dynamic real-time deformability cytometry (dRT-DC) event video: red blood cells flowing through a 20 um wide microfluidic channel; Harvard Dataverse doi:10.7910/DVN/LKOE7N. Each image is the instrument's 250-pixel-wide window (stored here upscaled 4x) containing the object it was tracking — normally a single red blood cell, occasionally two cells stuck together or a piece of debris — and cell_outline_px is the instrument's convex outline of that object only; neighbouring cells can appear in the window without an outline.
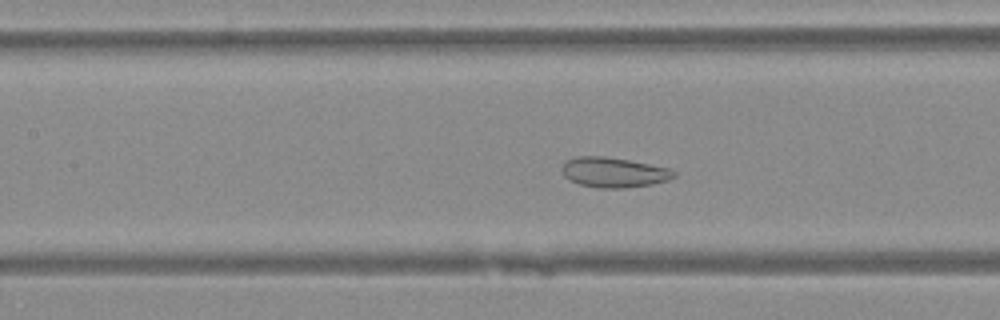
{"species": "Egyptian fruit bat (a non-hibernating species)", "species_latin": "Rousettus aegyptiacus", "temperature_condition": "warm", "stored_images_in_passage": 44, "camera_frame_rate_fps": 3000, "um_per_image_px": 0.085, "animal": {"sex": "female"}, "frame": {"image": 1, "passage_image": 17, "time_ms": 5.333, "image_size_px": [1000, 320], "cell_outline_px": [[676, 176], [668, 180], [652, 184], [624, 188], [600, 188], [580, 184], [568, 180], [564, 176], [564, 160], [576, 156], [604, 156], [628, 160], [668, 168], [676, 172]], "centroid_in_image_um": [52.16, 14.65], "position_along_channel_um": 155.2, "area_um2": 19.48}}
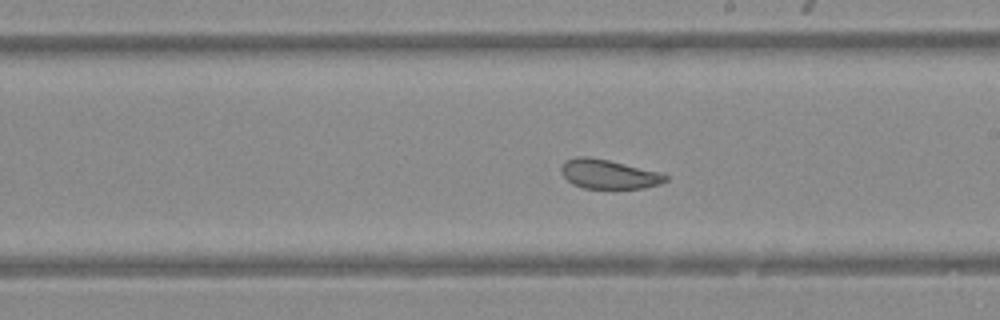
{"frame": {"image": 2, "passage_image": 23, "time_ms": 7.333, "image_size_px": [1000, 320], "cell_outline_px": [[668, 180], [660, 184], [644, 188], [584, 188], [572, 184], [560, 172], [560, 168], [564, 160], [576, 156], [588, 156], [608, 160], [656, 172], [668, 176]], "centroid_in_image_um": [51.67, 14.8], "position_along_channel_um": 237.3, "area_um2": 17.63}}
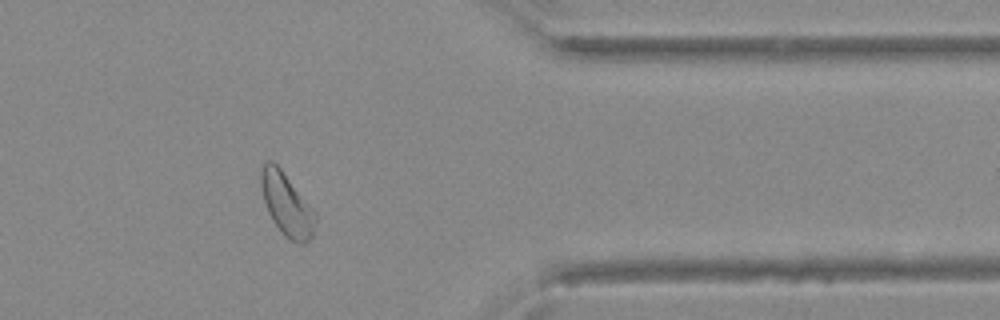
{"frame": {"image": 3, "passage_image": 35, "time_ms": 11.333, "image_size_px": [1000, 320], "cell_outline_px": [[316, 220], [312, 236], [304, 244], [300, 244], [284, 236], [280, 232], [272, 220], [268, 212], [264, 200], [260, 184], [260, 168], [268, 160], [272, 160], [280, 168], [316, 212]], "centroid_in_image_um": [24.36, 17.38], "position_along_channel_um": 387.0, "area_um2": 19.83}}